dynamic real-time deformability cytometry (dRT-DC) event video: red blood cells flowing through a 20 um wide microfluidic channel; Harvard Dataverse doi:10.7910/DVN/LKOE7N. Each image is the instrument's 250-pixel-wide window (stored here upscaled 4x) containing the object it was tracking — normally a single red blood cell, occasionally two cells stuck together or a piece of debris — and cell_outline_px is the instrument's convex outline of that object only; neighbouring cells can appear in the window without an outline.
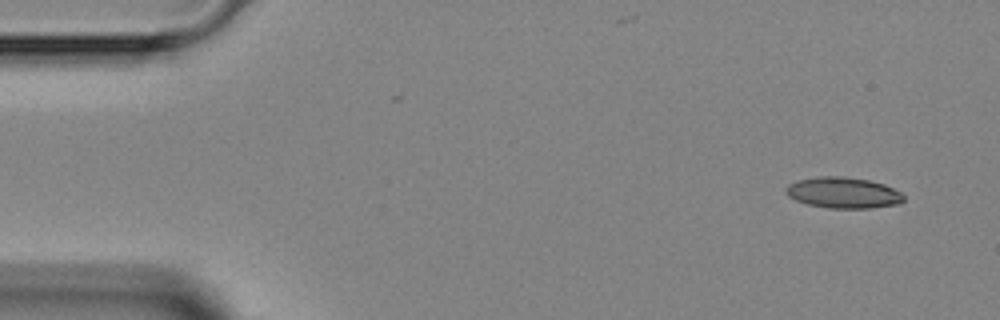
{"species": "Egyptian fruit bat (a non-hibernating species)", "species_latin": "Rousettus aegyptiacus", "temperature_condition": "room temperature", "stored_images_in_passage": 4, "camera_frame_rate_fps": 3000, "um_per_image_px": 0.085, "animal": {"sex": "female"}, "frame": {"image": 1, "passage_image": 1, "time_ms": 0.0, "image_size_px": [1000, 320], "cell_outline_px": [[904, 200], [900, 204], [868, 208], [828, 208], [808, 204], [796, 200], [788, 196], [784, 192], [784, 188], [788, 184], [796, 180], [820, 176], [840, 176], [868, 180], [884, 184], [900, 192], [904, 196]], "centroid_in_image_um": [71.64, 16.38], "position_along_channel_um": 13.4, "area_um2": 21.33}}
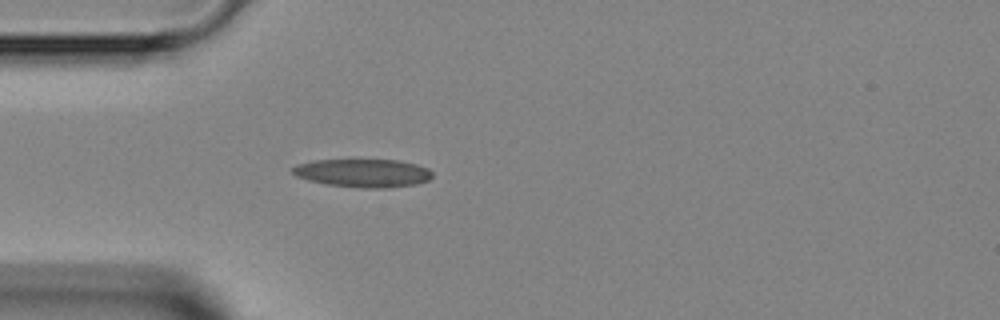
{"frame": {"image": 2, "passage_image": 4, "time_ms": 3.333, "image_size_px": [1000, 320], "cell_outline_px": [[432, 176], [428, 180], [416, 184], [384, 188], [360, 188], [328, 184], [308, 180], [296, 176], [292, 172], [292, 168], [296, 164], [316, 160], [396, 160], [416, 164], [428, 168], [432, 172]], "centroid_in_image_um": [30.85, 14.71], "position_along_channel_um": 54.1, "area_um2": 22.89}}